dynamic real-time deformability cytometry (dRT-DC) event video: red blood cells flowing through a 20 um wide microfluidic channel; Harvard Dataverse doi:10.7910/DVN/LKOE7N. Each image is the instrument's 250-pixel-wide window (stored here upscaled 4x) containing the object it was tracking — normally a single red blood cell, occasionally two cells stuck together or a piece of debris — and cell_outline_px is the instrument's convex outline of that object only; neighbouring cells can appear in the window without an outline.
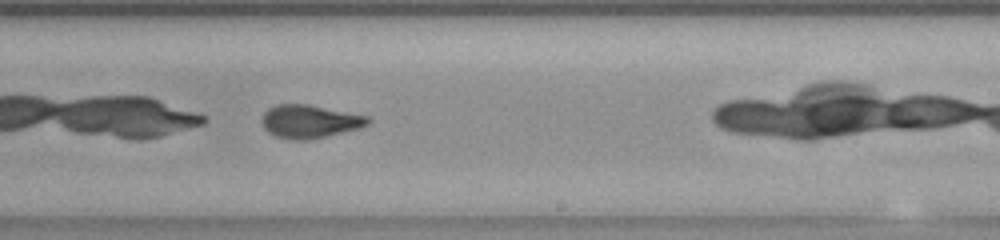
{"species": "common noctule bat (a hibernating species)", "species_latin": "Nyctalus noctula", "temperature_condition": "room temperature", "stored_images_in_passage": 36, "camera_frame_rate_fps": 3000, "um_per_image_px": 0.085, "animal": {"sex": "female", "body_mass_g": 23.0, "forearm_length_mm": 53.4}, "frame": {"image": 1, "passage_image": 16, "time_ms": 5.0, "image_size_px": [1000, 240], "cell_outline_px": [[372, 120], [368, 124], [356, 128], [324, 136], [304, 140], [276, 136], [268, 132], [264, 128], [264, 112], [268, 108], [276, 104], [308, 104], [368, 116]], "centroid_in_image_um": [26.32, 10.29], "position_along_channel_um": 262.7, "area_um2": 19.88}, "authors_computed_cell_mechanics": {"area_um2": 20.4901, "velocity_mm_per_s": 3.8766, "shape_relaxation_time_tau1_ms": 5.8503, "shape_relaxation_time_tau2_ms": 1.6354, "deformation_change_tau1": 0.1723, "deformation_change_tau2": 0.0692}}